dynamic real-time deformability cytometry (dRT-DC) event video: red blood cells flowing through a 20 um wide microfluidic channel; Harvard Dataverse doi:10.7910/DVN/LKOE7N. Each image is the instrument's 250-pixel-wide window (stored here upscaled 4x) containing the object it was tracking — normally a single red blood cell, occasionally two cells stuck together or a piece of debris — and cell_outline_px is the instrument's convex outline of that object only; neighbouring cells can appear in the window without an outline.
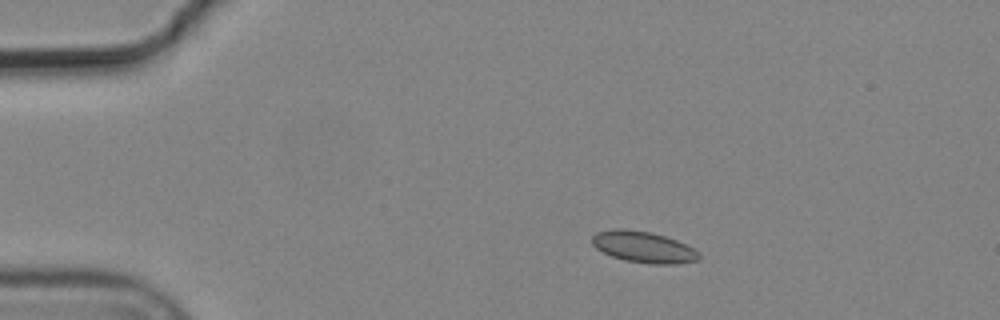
{"species": "common noctule bat (a hibernating species)", "species_latin": "Nyctalus noctula", "temperature_condition": "cold", "stored_images_in_passage": 6, "camera_frame_rate_fps": 3000, "um_per_image_px": 0.085, "animal": {"sex": "male", "body_mass_g": 19.2, "forearm_length_mm": 51.8}, "frame": {"image": 1, "passage_image": 3, "time_ms": 0.667, "image_size_px": [1000, 320], "cell_outline_px": [[700, 260], [676, 264], [652, 264], [624, 260], [612, 256], [596, 248], [592, 244], [592, 236], [596, 232], [616, 228], [624, 228], [652, 232], [676, 240], [700, 252]], "centroid_in_image_um": [54.7, 20.99], "position_along_channel_um": 30.3, "area_um2": 19.54}}
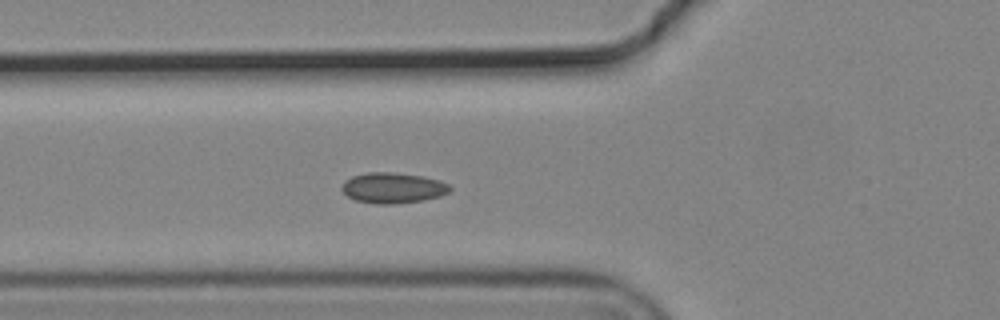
{"frame": {"image": 2, "passage_image": 6, "time_ms": 1.667, "image_size_px": [1000, 320], "cell_outline_px": [[452, 188], [448, 192], [440, 196], [424, 200], [396, 204], [372, 204], [356, 200], [348, 196], [340, 188], [344, 180], [352, 176], [368, 172], [396, 172], [420, 176], [440, 180], [448, 184]], "centroid_in_image_um": [33.38, 15.97], "position_along_channel_um": 92.4, "area_um2": 19.42}}